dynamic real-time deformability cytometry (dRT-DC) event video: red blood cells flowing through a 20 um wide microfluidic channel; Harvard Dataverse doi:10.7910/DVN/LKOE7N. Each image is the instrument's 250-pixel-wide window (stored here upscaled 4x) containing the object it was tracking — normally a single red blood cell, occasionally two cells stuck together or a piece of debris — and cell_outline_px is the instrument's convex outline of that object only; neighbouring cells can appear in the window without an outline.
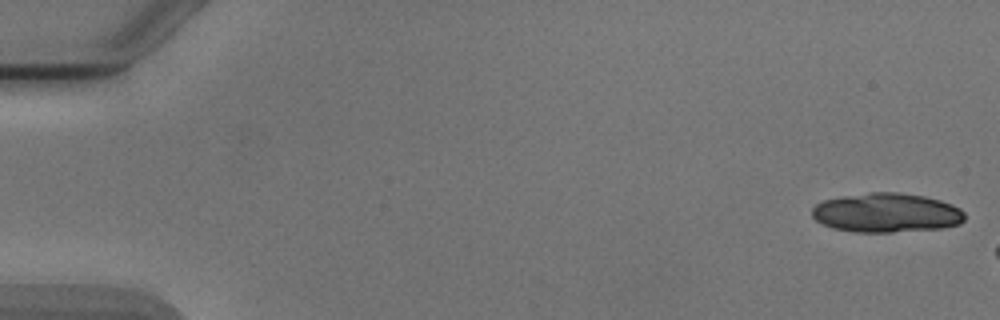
{"species": "Egyptian fruit bat (a non-hibernating species)", "species_latin": "Rousettus aegyptiacus", "temperature_condition": "cold", "stored_images_in_passage": 4, "camera_frame_rate_fps": 3000, "um_per_image_px": 0.085, "animal": {"sex": "male"}, "frame": {"image": 1, "passage_image": 1, "time_ms": 0.0, "image_size_px": [1000, 320], "cell_outline_px": [[964, 220], [960, 224], [944, 228], [892, 232], [856, 232], [832, 228], [816, 220], [812, 216], [812, 208], [816, 204], [824, 200], [844, 196], [872, 192], [900, 192], [924, 196], [940, 200], [952, 204], [960, 208], [964, 212]], "centroid_in_image_um": [75.38, 18.09], "position_along_channel_um": 9.6, "area_um2": 35.03}}